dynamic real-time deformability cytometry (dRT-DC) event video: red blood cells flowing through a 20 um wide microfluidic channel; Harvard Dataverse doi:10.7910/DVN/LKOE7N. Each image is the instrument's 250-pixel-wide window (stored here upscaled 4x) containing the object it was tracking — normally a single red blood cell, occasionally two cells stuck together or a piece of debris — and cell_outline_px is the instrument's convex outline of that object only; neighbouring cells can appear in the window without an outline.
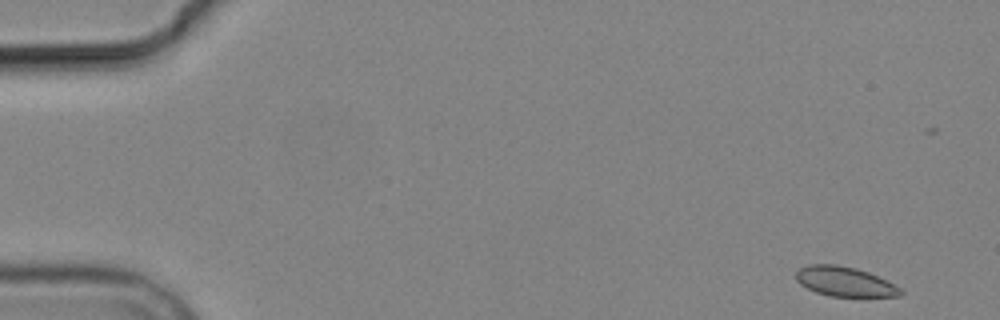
{"species": "common noctule bat (a hibernating species)", "species_latin": "Nyctalus noctula", "temperature_condition": "cold", "stored_images_in_passage": 6, "camera_frame_rate_fps": 3000, "um_per_image_px": 0.085, "animal": {"sex": "male", "body_mass_g": 19.2, "forearm_length_mm": 51.8}, "frame": {"image": 1, "passage_image": 1, "time_ms": 0.0, "image_size_px": [1000, 320], "cell_outline_px": [[904, 292], [900, 296], [828, 296], [816, 292], [800, 284], [796, 280], [796, 272], [800, 268], [808, 264], [836, 264], [856, 268], [868, 272], [900, 288]], "centroid_in_image_um": [71.76, 23.93], "position_along_channel_um": 13.2, "area_um2": 17.86}}